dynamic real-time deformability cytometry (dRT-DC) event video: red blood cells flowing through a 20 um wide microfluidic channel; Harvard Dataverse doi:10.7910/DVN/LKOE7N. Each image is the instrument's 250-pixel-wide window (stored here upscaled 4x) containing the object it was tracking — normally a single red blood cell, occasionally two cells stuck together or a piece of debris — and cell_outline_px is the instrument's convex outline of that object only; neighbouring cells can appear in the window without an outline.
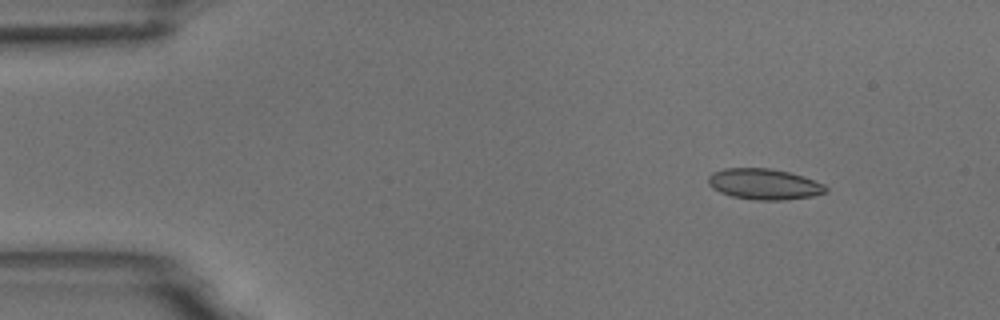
{"species": "common noctule bat (a hibernating species)", "species_latin": "Nyctalus noctula", "temperature_condition": "room temperature", "stored_images_in_passage": 10, "camera_frame_rate_fps": 3000, "um_per_image_px": 0.085, "animal": {"sex": "male", "body_mass_g": 18.8}, "frame": {"image": 1, "passage_image": 1, "time_ms": 0.0, "image_size_px": [1000, 320], "cell_outline_px": [[828, 192], [812, 196], [784, 200], [752, 200], [732, 196], [720, 192], [712, 188], [708, 184], [708, 176], [712, 172], [724, 168], [772, 168], [804, 176], [824, 184], [828, 188]], "centroid_in_image_um": [64.95, 15.65], "position_along_channel_um": 20.0, "area_um2": 21.33}}
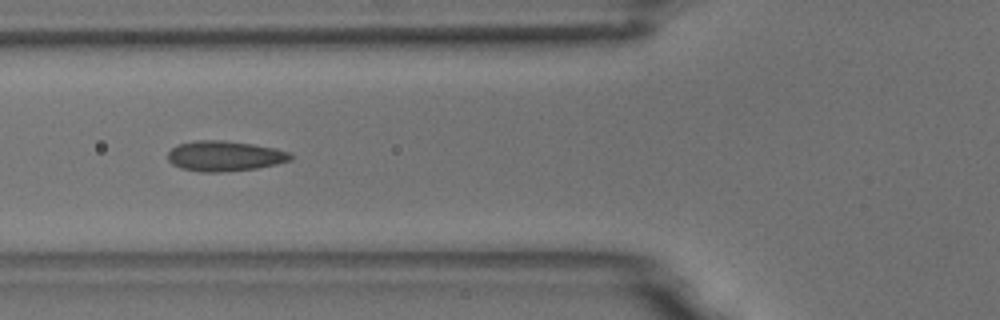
{"frame": {"image": 2, "passage_image": 5, "time_ms": 1.333, "image_size_px": [1000, 320], "cell_outline_px": [[292, 160], [276, 164], [256, 168], [220, 172], [200, 172], [180, 168], [172, 164], [168, 160], [168, 152], [172, 148], [180, 144], [196, 140], [224, 140], [252, 144], [276, 148], [292, 152]], "centroid_in_image_um": [19.11, 13.26], "position_along_channel_um": 106.7, "area_um2": 21.73}}
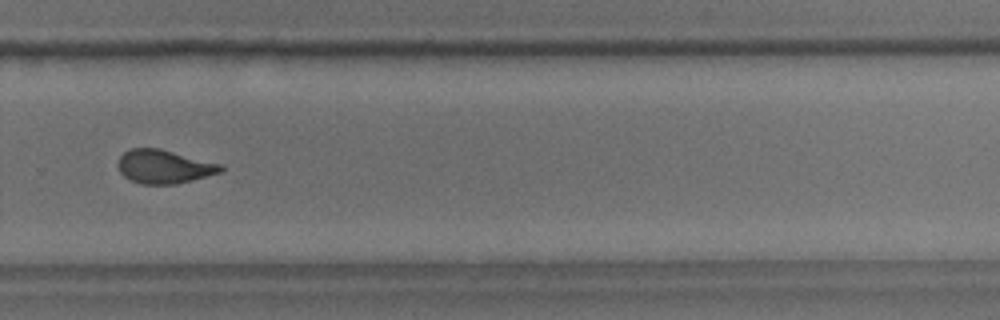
{"frame": {"image": 3, "passage_image": 10, "time_ms": 3.0, "image_size_px": [1000, 320], "cell_outline_px": [[224, 168], [220, 172], [192, 180], [176, 184], [140, 184], [124, 176], [120, 172], [116, 164], [120, 156], [124, 152], [132, 148], [160, 148], [224, 164]], "centroid_in_image_um": [13.95, 14.15], "position_along_channel_um": 315.9, "area_um2": 20.29}}